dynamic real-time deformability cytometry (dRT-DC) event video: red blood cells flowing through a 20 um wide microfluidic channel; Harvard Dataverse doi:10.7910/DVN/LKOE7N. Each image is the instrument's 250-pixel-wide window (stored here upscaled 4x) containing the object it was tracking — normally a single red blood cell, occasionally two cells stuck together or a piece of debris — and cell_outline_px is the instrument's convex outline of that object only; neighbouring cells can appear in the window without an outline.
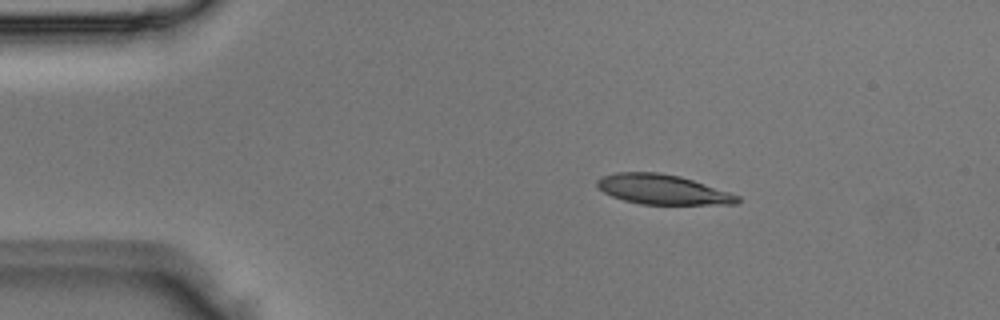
{"species": "Egyptian fruit bat (a non-hibernating species)", "species_latin": "Rousettus aegyptiacus", "temperature_condition": "room temperature", "stored_images_in_passage": 2, "camera_frame_rate_fps": 3000, "um_per_image_px": 0.085, "animal": {"sex": "male"}, "frame": {"image": 1, "passage_image": 1, "time_ms": 0.0, "image_size_px": [1000, 320], "cell_outline_px": [[740, 200], [736, 204], [640, 204], [624, 200], [612, 196], [604, 192], [596, 184], [596, 180], [604, 176], [616, 172], [660, 172], [680, 176], [740, 196]], "centroid_in_image_um": [56.3, 16.1], "position_along_channel_um": 28.7, "area_um2": 24.1}}